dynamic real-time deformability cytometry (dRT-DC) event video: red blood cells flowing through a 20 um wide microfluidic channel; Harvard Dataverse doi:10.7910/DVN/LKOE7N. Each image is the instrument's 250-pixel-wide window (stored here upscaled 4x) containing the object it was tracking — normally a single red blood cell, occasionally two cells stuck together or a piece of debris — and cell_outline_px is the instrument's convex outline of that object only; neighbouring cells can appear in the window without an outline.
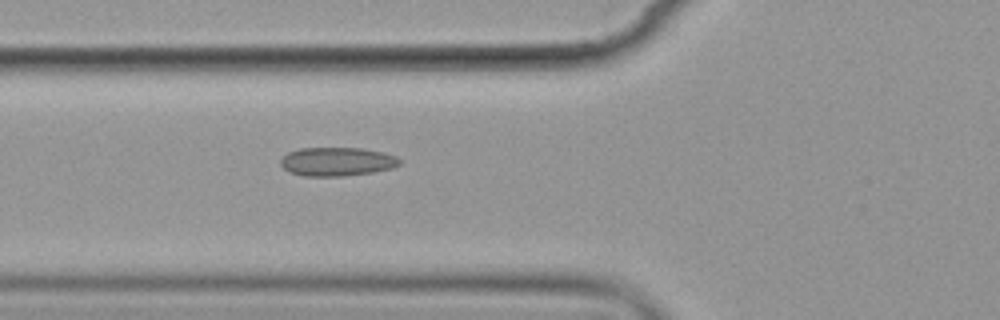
{"species": "common noctule bat (a hibernating species)", "species_latin": "Nyctalus noctula", "temperature_condition": "cold", "stored_images_in_passage": 3, "camera_frame_rate_fps": 3000, "um_per_image_px": 0.085, "animal": {"sex": "female", "body_mass_g": 19.9}, "frame": {"image": 1, "passage_image": 3, "time_ms": 2.333, "image_size_px": [1000, 320], "cell_outline_px": [[400, 164], [392, 168], [372, 172], [340, 176], [304, 176], [288, 172], [280, 164], [280, 160], [288, 152], [300, 148], [364, 148], [384, 152], [396, 156], [400, 160]], "centroid_in_image_um": [28.63, 13.73], "position_along_channel_um": 97.2, "area_um2": 19.94}}